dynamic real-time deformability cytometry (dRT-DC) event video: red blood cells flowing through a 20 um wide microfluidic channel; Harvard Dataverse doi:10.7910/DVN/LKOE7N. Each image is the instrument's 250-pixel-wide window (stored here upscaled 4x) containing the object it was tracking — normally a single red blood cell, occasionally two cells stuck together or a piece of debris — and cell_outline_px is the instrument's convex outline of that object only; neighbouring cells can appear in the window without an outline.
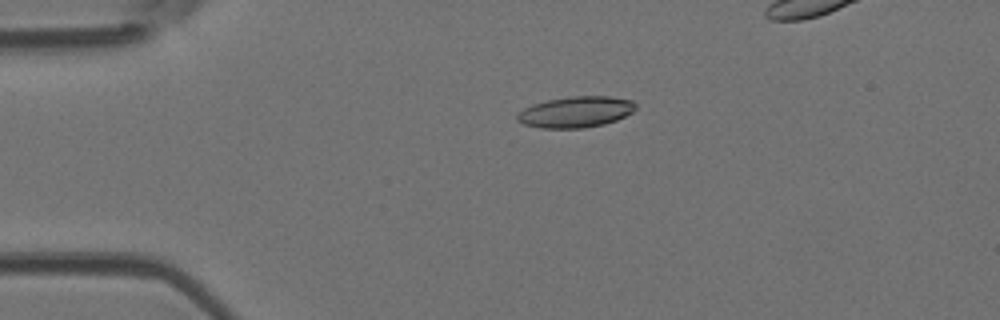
{"species": "Egyptian fruit bat (a non-hibernating species)", "species_latin": "Rousettus aegyptiacus", "temperature_condition": "room temperature", "stored_images_in_passage": 5, "camera_frame_rate_fps": 3000, "um_per_image_px": 0.085, "animal": {"sex": "female"}, "frame": {"image": 1, "passage_image": 3, "time_ms": 0.667, "image_size_px": [1000, 320], "cell_outline_px": [[636, 108], [632, 112], [616, 120], [604, 124], [584, 128], [540, 128], [524, 124], [516, 120], [516, 116], [524, 108], [532, 104], [548, 100], [572, 96], [608, 96], [632, 100], [636, 104]], "centroid_in_image_um": [48.94, 9.52], "position_along_channel_um": 36.1, "area_um2": 21.39}}